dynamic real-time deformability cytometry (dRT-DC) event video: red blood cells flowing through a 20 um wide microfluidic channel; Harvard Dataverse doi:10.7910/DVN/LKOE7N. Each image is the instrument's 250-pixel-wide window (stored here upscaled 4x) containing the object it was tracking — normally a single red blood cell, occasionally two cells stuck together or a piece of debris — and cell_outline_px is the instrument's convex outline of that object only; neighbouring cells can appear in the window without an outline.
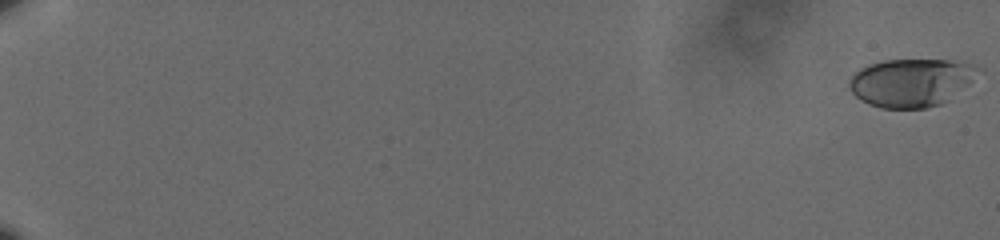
{"species": "human", "species_latin": "Homo sapiens", "temperature_condition": "cold", "stored_images_in_passage": 62, "camera_frame_rate_fps": 3000, "um_per_image_px": 0.085, "donor": {"sex": "male"}, "frame": {"image": 1, "passage_image": 1, "time_ms": 0.0, "image_size_px": [1000, 240], "cell_outline_px": [[976, 68], [968, 84], [940, 104], [928, 108], [880, 108], [868, 104], [860, 100], [848, 88], [848, 80], [860, 68], [868, 64], [884, 60], [948, 60], [972, 64]], "centroid_in_image_um": [77.33, 7.02], "position_along_channel_um": 7.7, "area_um2": 35.49}}
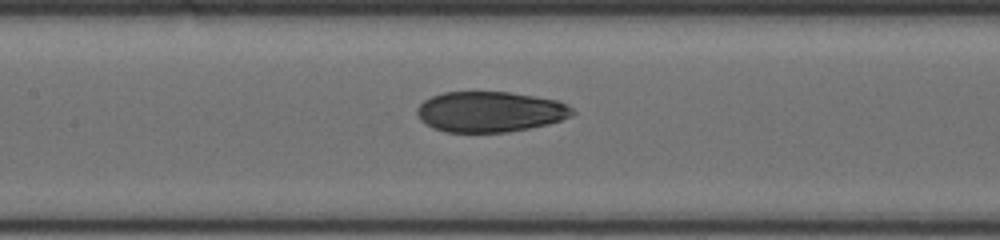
{"frame": {"image": 2, "passage_image": 34, "time_ms": 11.0, "image_size_px": [1000, 240], "cell_outline_px": [[576, 112], [572, 116], [548, 124], [508, 132], [444, 132], [432, 128], [420, 120], [416, 112], [416, 108], [424, 100], [432, 96], [444, 92], [508, 92], [536, 96], [556, 100], [568, 104]], "centroid_in_image_um": [41.65, 9.5], "position_along_channel_um": 165.8, "area_um2": 36.88}}
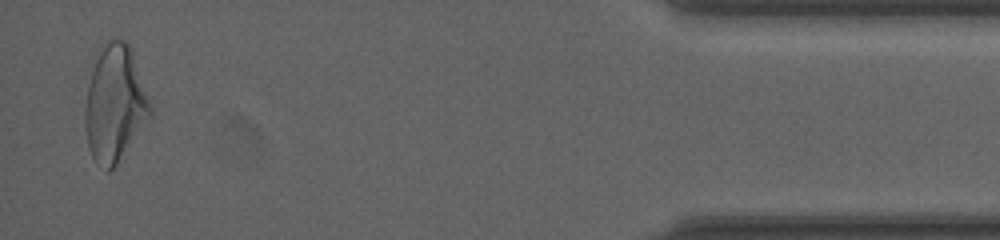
{"frame": {"image": 3, "passage_image": 61, "time_ms": 20.0, "image_size_px": [1000, 240], "cell_outline_px": [[152, 116], [116, 164], [108, 172], [96, 164], [88, 148], [84, 128], [84, 108], [92, 56], [100, 44], [112, 36], [124, 40], [132, 48], [152, 104]], "centroid_in_image_um": [9.73, 8.72], "position_along_channel_um": 425.5, "area_um2": 45.78}, "authors_computed_cell_mechanics": {"area_um2": 37.4833, "velocity_mm_per_s": 3.5817, "shape_relaxation_time_tau1_ms": 7.4378, "shape_relaxation_time_tau2_ms": 1.5279, "deformation_change_tau1": 0.1703, "deformation_change_tau2": 0.0721}}